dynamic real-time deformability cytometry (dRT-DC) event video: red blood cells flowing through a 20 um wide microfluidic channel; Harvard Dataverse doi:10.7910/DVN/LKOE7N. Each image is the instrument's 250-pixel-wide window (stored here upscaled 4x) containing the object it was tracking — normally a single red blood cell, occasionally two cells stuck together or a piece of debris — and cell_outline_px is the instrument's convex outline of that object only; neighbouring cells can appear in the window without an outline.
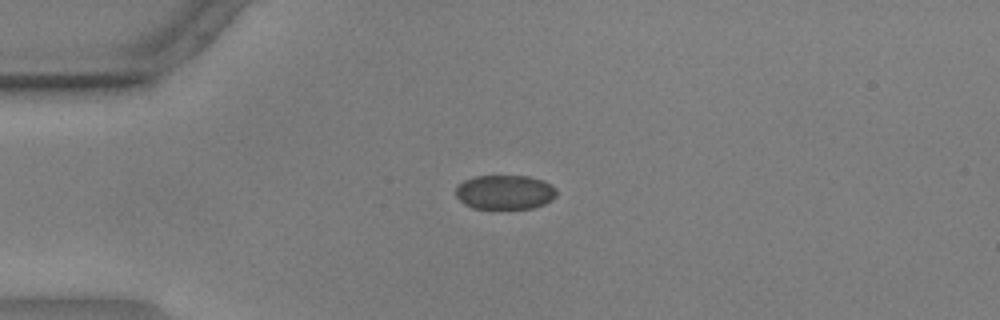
{"species": "common noctule bat (a hibernating species)", "species_latin": "Nyctalus noctula", "temperature_condition": "warm", "stored_images_in_passage": 55, "camera_frame_rate_fps": 3000, "um_per_image_px": 0.085, "animal": {"sex": "male", "body_mass_g": 17.9, "forearm_length_mm": 54.2}, "frame": {"image": 1, "passage_image": 13, "time_ms": 4.0, "image_size_px": [1000, 320], "cell_outline_px": [[556, 196], [552, 200], [544, 204], [532, 208], [472, 208], [464, 204], [456, 196], [456, 184], [464, 180], [476, 176], [528, 176], [544, 180], [556, 188]], "centroid_in_image_um": [42.91, 16.33], "position_along_channel_um": 42.1, "area_um2": 20.29}}
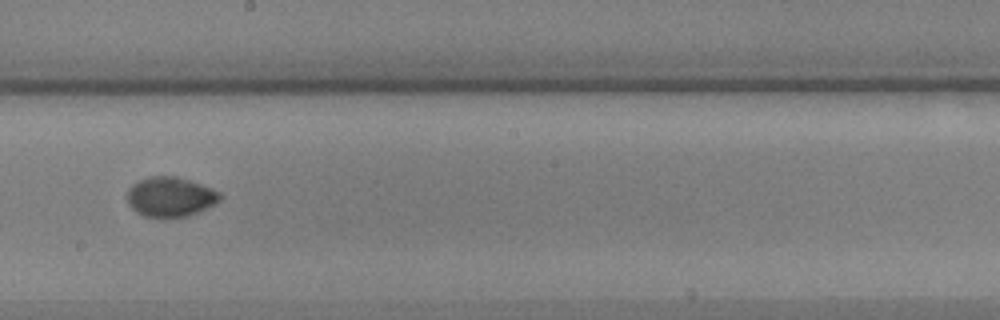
{"frame": {"image": 2, "passage_image": 31, "time_ms": 10.0, "image_size_px": [1000, 320], "cell_outline_px": [[220, 200], [216, 204], [188, 216], [144, 216], [136, 212], [128, 204], [128, 188], [132, 184], [140, 180], [152, 176], [176, 176], [212, 188], [220, 192]], "centroid_in_image_um": [14.48, 16.72], "position_along_channel_um": 233.7, "area_um2": 21.21}}
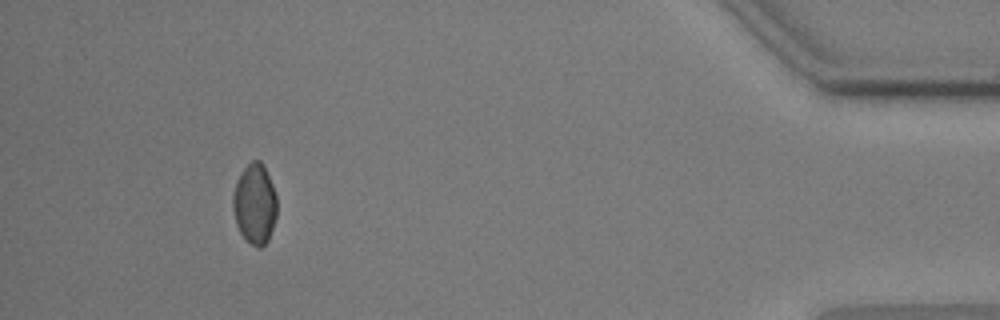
{"frame": {"image": 3, "passage_image": 51, "time_ms": 16.667, "image_size_px": [1000, 320], "cell_outline_px": [[276, 216], [268, 240], [260, 248], [244, 240], [236, 224], [232, 204], [232, 196], [236, 180], [240, 172], [252, 160], [260, 160], [264, 164], [272, 184], [276, 196]], "centroid_in_image_um": [21.63, 17.31], "position_along_channel_um": 413.6, "area_um2": 20.69}, "authors_computed_cell_mechanics": {"area_um2": 20.808, "velocity_mm_per_s": 3.5951, "shape_relaxation_time_tau1_ms": 10.1902, "shape_relaxation_time_tau2_ms": null, "deformation_change_tau1": 0.1608, "deformation_change_tau2": null}}